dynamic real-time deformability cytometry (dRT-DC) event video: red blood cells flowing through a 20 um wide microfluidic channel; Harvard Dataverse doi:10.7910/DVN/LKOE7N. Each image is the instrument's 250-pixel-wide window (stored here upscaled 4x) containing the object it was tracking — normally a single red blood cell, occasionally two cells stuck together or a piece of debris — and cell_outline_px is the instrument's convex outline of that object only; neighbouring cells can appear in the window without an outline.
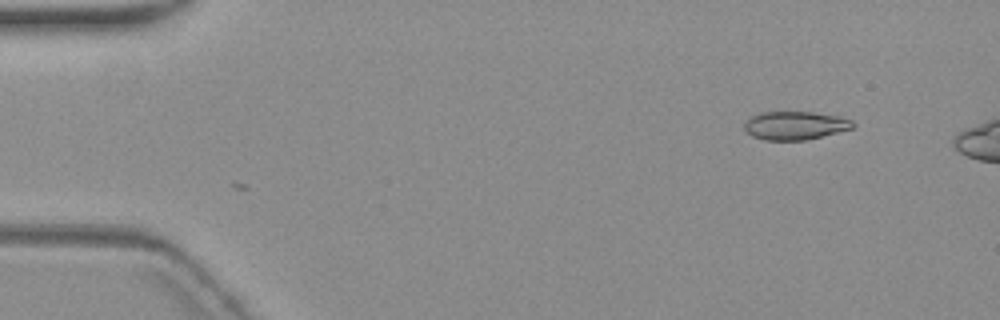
{"species": "common noctule bat (a hibernating species)", "species_latin": "Nyctalus noctula", "temperature_condition": "warm", "stored_images_in_passage": 3, "camera_frame_rate_fps": 3000, "um_per_image_px": 0.085, "animal": {"sex": "female", "body_mass_g": 19.3, "forearm_length_mm": 54.1}, "frame": {"image": 1, "passage_image": 3, "time_ms": 2.333, "image_size_px": [1000, 320], "cell_outline_px": [[856, 124], [852, 128], [804, 140], [764, 140], [752, 136], [744, 128], [744, 124], [752, 116], [760, 112], [812, 112], [836, 116], [852, 120]], "centroid_in_image_um": [67.56, 10.66], "position_along_channel_um": 17.4, "area_um2": 17.63}}